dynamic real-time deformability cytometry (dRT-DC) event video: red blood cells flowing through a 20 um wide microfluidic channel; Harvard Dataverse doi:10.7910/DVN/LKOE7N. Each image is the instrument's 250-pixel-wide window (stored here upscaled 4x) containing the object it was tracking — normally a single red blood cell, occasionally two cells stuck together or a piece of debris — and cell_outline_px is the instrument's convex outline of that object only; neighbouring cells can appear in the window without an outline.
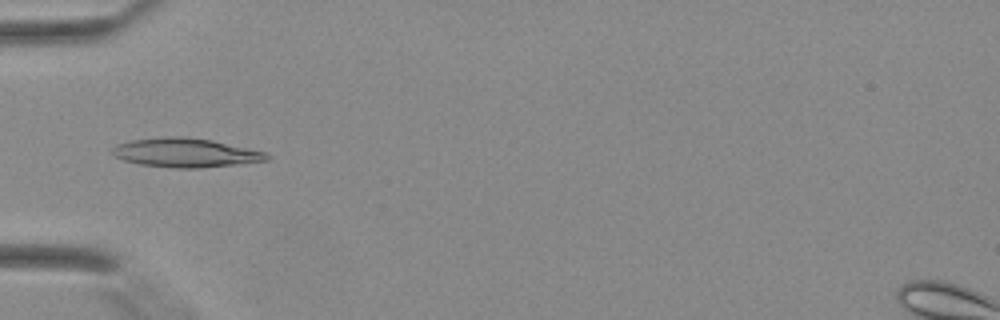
{"species": "Egyptian fruit bat (a non-hibernating species)", "species_latin": "Rousettus aegyptiacus", "temperature_condition": "warm", "stored_images_in_passage": 40, "camera_frame_rate_fps": 3000, "um_per_image_px": 0.085, "animal": {"sex": "female"}, "frame": {"image": 1, "passage_image": 12, "time_ms": 3.667, "image_size_px": [1000, 320], "cell_outline_px": [[272, 156], [268, 160], [200, 168], [176, 168], [140, 164], [124, 160], [108, 152], [116, 144], [132, 140], [176, 136], [184, 136], [212, 140], [264, 152]], "centroid_in_image_um": [15.74, 12.98], "position_along_channel_um": 69.3, "area_um2": 25.84}}
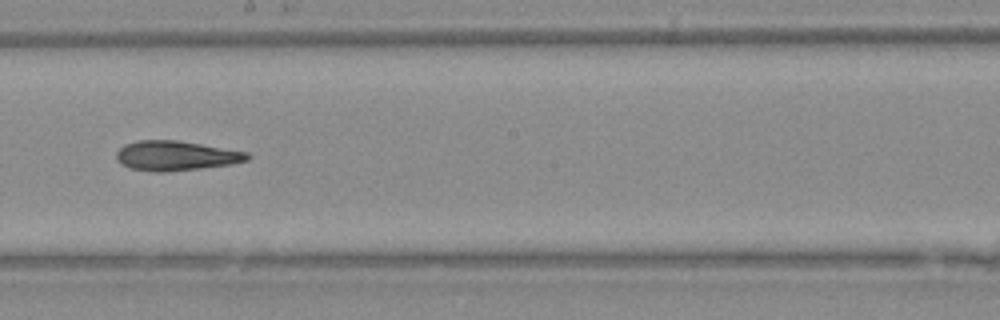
{"frame": {"image": 2, "passage_image": 22, "time_ms": 7.0, "image_size_px": [1000, 320], "cell_outline_px": [[252, 156], [248, 160], [232, 164], [200, 168], [164, 172], [156, 172], [132, 168], [120, 164], [116, 160], [116, 152], [124, 144], [140, 140], [176, 140], [248, 152]], "centroid_in_image_um": [14.94, 13.23], "position_along_channel_um": 233.3, "area_um2": 22.6}}
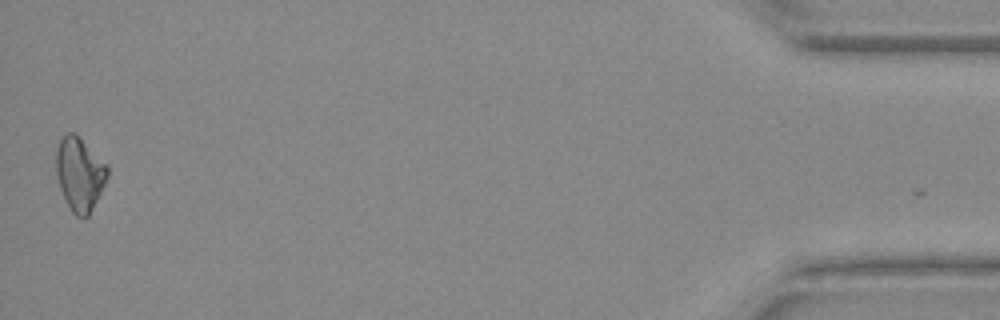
{"frame": {"image": 3, "passage_image": 39, "time_ms": 12.667, "image_size_px": [1000, 320], "cell_outline_px": [[108, 176], [88, 216], [84, 220], [76, 216], [72, 212], [60, 188], [56, 172], [56, 152], [60, 140], [68, 132], [76, 132], [108, 164]], "centroid_in_image_um": [6.78, 14.76], "position_along_channel_um": 428.4, "area_um2": 22.02}}